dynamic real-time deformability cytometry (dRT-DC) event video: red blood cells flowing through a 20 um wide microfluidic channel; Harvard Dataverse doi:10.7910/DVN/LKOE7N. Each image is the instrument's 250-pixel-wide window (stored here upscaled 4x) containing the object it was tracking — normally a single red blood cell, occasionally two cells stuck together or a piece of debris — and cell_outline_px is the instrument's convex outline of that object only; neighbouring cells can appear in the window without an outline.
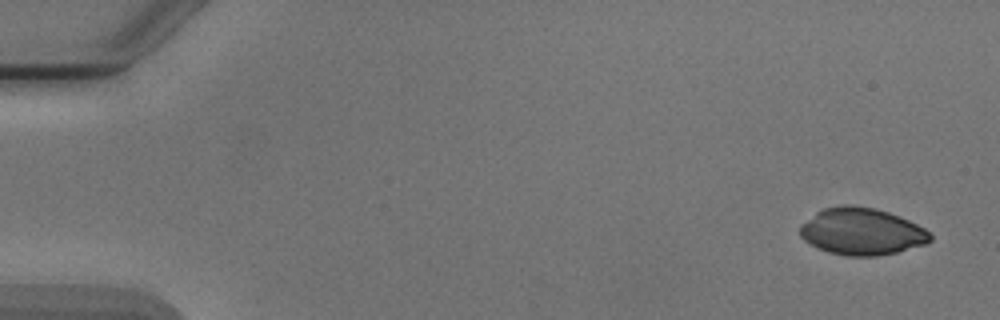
{"species": "Egyptian fruit bat (a non-hibernating species)", "species_latin": "Rousettus aegyptiacus", "temperature_condition": "cold", "stored_images_in_passage": 5, "camera_frame_rate_fps": 3000, "um_per_image_px": 0.085, "animal": {"sex": "male"}, "frame": {"image": 1, "passage_image": 1, "time_ms": 0.0, "image_size_px": [1000, 320], "cell_outline_px": [[932, 240], [924, 244], [896, 252], [876, 256], [844, 256], [828, 252], [804, 240], [800, 236], [800, 224], [816, 212], [824, 208], [844, 204], [848, 204], [872, 208], [888, 212], [900, 216], [924, 228], [932, 236]], "centroid_in_image_um": [73.22, 19.67], "position_along_channel_um": 11.8, "area_um2": 35.49}}